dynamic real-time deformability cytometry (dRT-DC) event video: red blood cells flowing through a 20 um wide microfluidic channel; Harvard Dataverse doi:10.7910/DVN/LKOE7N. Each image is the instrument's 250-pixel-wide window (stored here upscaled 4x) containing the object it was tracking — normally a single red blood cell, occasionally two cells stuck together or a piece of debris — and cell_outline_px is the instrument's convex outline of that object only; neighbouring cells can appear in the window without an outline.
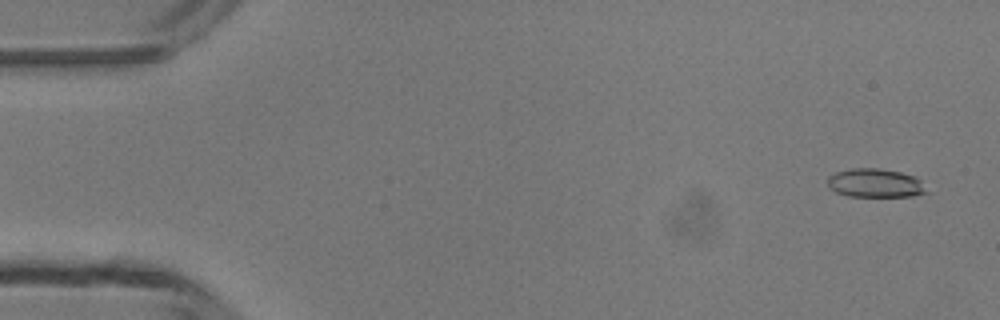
{"species": "common noctule bat (a hibernating species)", "species_latin": "Nyctalus noctula", "temperature_condition": "room temperature", "stored_images_in_passage": 4, "camera_frame_rate_fps": 3000, "um_per_image_px": 0.085, "animal": {"sex": "male", "body_mass_g": 13.3}, "frame": {"image": 1, "passage_image": 1, "time_ms": 0.0, "image_size_px": [1000, 320], "cell_outline_px": [[932, 192], [912, 196], [848, 196], [836, 192], [828, 188], [828, 176], [836, 172], [852, 168], [876, 168], [900, 172], [916, 176]], "centroid_in_image_um": [74.44, 15.57], "position_along_channel_um": 10.6, "area_um2": 16.76}}